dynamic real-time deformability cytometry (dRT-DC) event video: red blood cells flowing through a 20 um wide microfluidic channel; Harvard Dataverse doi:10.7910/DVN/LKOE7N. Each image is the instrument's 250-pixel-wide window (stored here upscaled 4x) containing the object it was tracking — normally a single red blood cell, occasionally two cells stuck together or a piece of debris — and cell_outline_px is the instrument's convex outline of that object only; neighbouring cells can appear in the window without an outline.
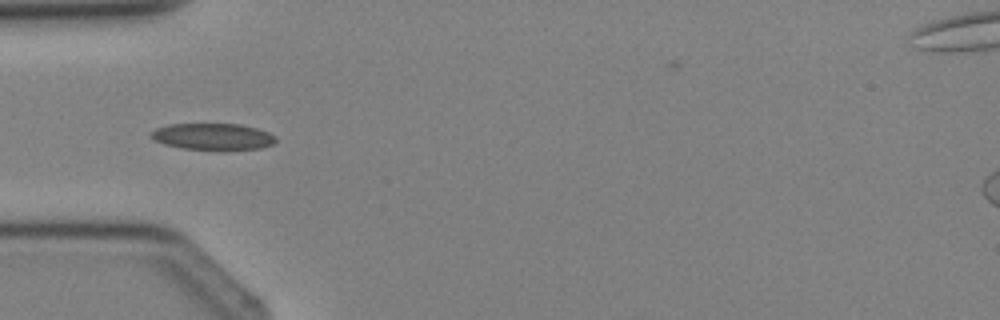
{"species": "Egyptian fruit bat (a non-hibernating species)", "species_latin": "Rousettus aegyptiacus", "temperature_condition": "cold", "stored_images_in_passage": 2, "camera_frame_rate_fps": 3000, "um_per_image_px": 0.085, "animal": {"sex": "female"}, "frame": {"image": 1, "passage_image": 2, "time_ms": 1.333, "image_size_px": [1000, 320], "cell_outline_px": [[276, 140], [272, 144], [260, 148], [180, 148], [164, 144], [148, 136], [156, 128], [168, 124], [240, 124], [256, 128], [268, 132], [276, 136]], "centroid_in_image_um": [18.06, 11.58], "position_along_channel_um": 66.9, "area_um2": 18.73}}